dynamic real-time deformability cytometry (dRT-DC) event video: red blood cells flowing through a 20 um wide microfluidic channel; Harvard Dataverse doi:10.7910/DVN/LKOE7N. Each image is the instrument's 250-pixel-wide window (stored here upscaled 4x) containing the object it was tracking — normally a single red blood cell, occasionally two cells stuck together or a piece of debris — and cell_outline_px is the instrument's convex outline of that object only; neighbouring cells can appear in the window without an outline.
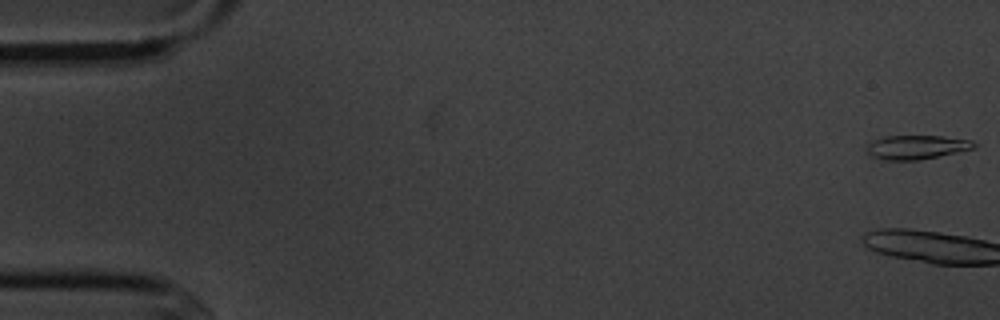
{"species": "common noctule bat (a hibernating species)", "species_latin": "Nyctalus noctula", "temperature_condition": "cold", "stored_images_in_passage": 6, "camera_frame_rate_fps": 3000, "um_per_image_px": 0.085, "animal": {"sex": "male", "body_mass_g": 20.1, "forearm_length_mm": 53.5}, "frame": {"image": 1, "passage_image": 1, "time_ms": 0.0, "image_size_px": [1000, 320], "cell_outline_px": [[976, 148], [940, 156], [920, 160], [884, 160], [872, 156], [868, 152], [868, 144], [872, 140], [884, 136], [944, 136], [972, 140], [976, 144]], "centroid_in_image_um": [77.94, 12.51], "position_along_channel_um": 7.1, "area_um2": 15.09}}